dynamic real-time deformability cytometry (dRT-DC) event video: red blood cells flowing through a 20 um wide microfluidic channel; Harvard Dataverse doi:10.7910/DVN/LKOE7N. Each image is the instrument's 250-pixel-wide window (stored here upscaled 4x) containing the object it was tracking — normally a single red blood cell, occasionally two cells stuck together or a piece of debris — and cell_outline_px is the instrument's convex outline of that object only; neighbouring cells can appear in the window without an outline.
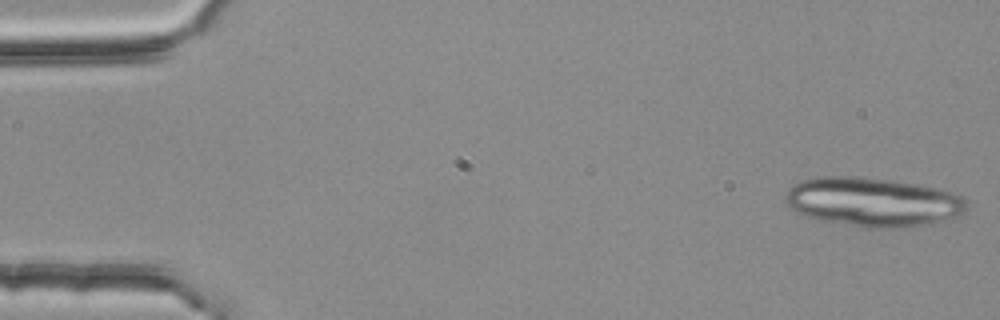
{"species": "common noctule bat (a hibernating species)", "species_latin": "Nyctalus noctula", "temperature_condition": "room temperature", "stored_images_in_passage": 5, "camera_frame_rate_fps": 3000, "um_per_image_px": 0.085, "animal": {"sex": "female", "body_mass_g": 25.1}, "frame": {"image": 1, "passage_image": 1, "time_ms": 0.0, "image_size_px": [1000, 320], "cell_outline_px": [[968, 208], [960, 216], [944, 220], [924, 224], [900, 228], [864, 228], [824, 220], [808, 216], [792, 208], [784, 200], [784, 196], [788, 188], [792, 184], [800, 180], [816, 176], [852, 176], [892, 180], [920, 184], [940, 188], [964, 196], [968, 204]], "centroid_in_image_um": [74.23, 17.15], "position_along_channel_um": 10.8, "area_um2": 52.25}}